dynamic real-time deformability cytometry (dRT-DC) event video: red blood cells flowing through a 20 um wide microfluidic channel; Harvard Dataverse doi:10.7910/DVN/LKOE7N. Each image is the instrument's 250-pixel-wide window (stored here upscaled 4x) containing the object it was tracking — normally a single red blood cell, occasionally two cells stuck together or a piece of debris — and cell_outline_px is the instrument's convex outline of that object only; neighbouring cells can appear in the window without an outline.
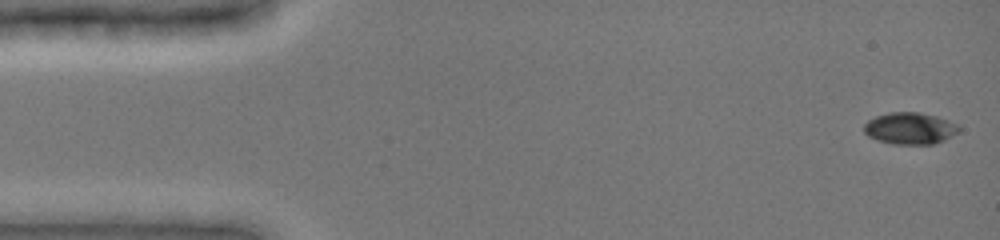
{"species": "common noctule bat (a hibernating species)", "species_latin": "Nyctalus noctula", "temperature_condition": "cold", "stored_images_in_passage": 48, "camera_frame_rate_fps": 3000, "um_per_image_px": 0.085, "animal": {"sex": "female", "body_mass_g": 19.0, "forearm_length_mm": 51.5}, "frame": {"image": 1, "passage_image": 1, "time_ms": 0.0, "image_size_px": [1000, 240], "cell_outline_px": [[960, 132], [944, 140], [932, 144], [892, 144], [868, 136], [864, 132], [864, 124], [868, 120], [876, 116], [888, 112], [920, 112], [936, 116], [948, 120], [956, 124], [960, 128]], "centroid_in_image_um": [77.36, 10.9], "position_along_channel_um": 7.6, "area_um2": 17.57}}
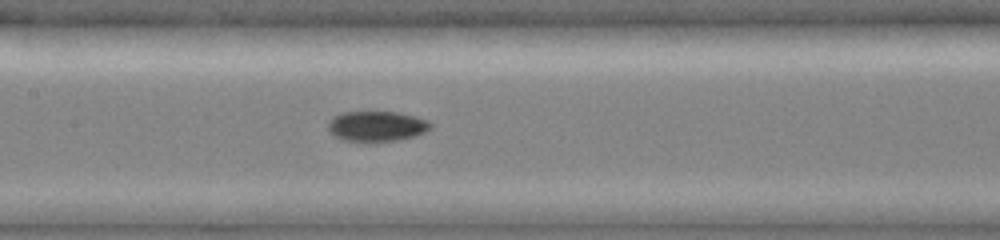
{"frame": {"image": 2, "passage_image": 23, "time_ms": 7.333, "image_size_px": [1000, 240], "cell_outline_px": [[432, 128], [416, 136], [400, 140], [368, 144], [340, 140], [332, 136], [328, 132], [328, 120], [332, 116], [340, 112], [396, 112], [416, 116], [428, 120], [432, 124]], "centroid_in_image_um": [31.96, 10.77], "position_along_channel_um": 175.4, "area_um2": 19.07}}
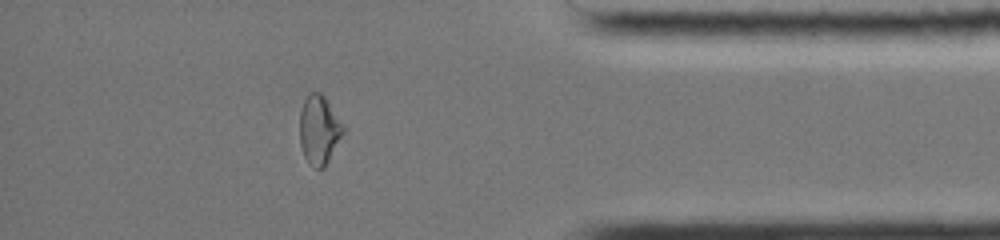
{"frame": {"image": 3, "passage_image": 42, "time_ms": 13.667, "image_size_px": [1000, 240], "cell_outline_px": [[344, 132], [324, 168], [316, 168], [308, 164], [304, 156], [300, 144], [300, 108], [308, 92], [320, 92], [324, 96], [344, 124]], "centroid_in_image_um": [27.11, 11.02], "position_along_channel_um": 408.1, "area_um2": 17.57}, "authors_computed_cell_mechanics": {"area_um2": 17.5423, "velocity_mm_per_s": 3.9262, "shape_relaxation_time_tau1_ms": 6.2348, "shape_relaxation_time_tau2_ms": 5.7196, "deformation_change_tau1": 0.2106, "deformation_change_tau2": 0.0838}}